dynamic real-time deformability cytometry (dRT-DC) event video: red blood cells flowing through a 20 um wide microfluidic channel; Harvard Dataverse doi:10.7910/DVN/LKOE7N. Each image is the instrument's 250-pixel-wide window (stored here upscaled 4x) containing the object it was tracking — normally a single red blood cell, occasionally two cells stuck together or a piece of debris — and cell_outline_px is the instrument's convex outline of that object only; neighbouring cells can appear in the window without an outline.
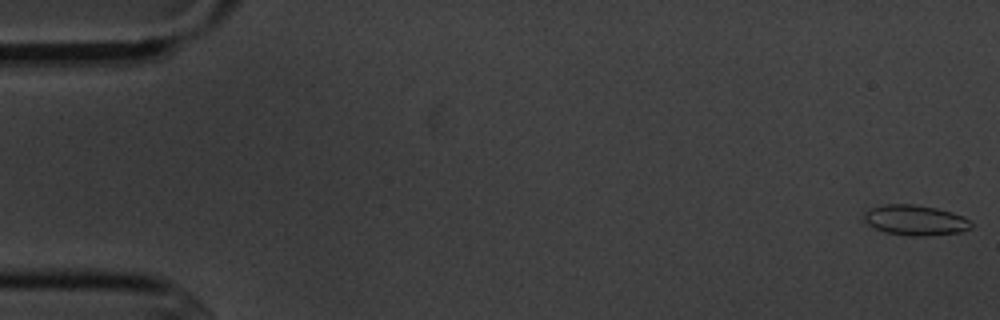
{"species": "common noctule bat (a hibernating species)", "species_latin": "Nyctalus noctula", "temperature_condition": "cold", "stored_images_in_passage": 6, "camera_frame_rate_fps": 3000, "um_per_image_px": 0.085, "animal": {"sex": "male", "body_mass_g": 20.1, "forearm_length_mm": 53.5}, "frame": {"image": 1, "passage_image": 1, "time_ms": 0.0, "image_size_px": [1000, 320], "cell_outline_px": [[972, 228], [964, 232], [924, 236], [912, 236], [884, 232], [868, 224], [864, 220], [864, 212], [872, 208], [888, 204], [912, 204], [936, 208], [952, 212], [964, 216], [972, 224]], "centroid_in_image_um": [77.84, 18.72], "position_along_channel_um": 7.2, "area_um2": 18.9}}
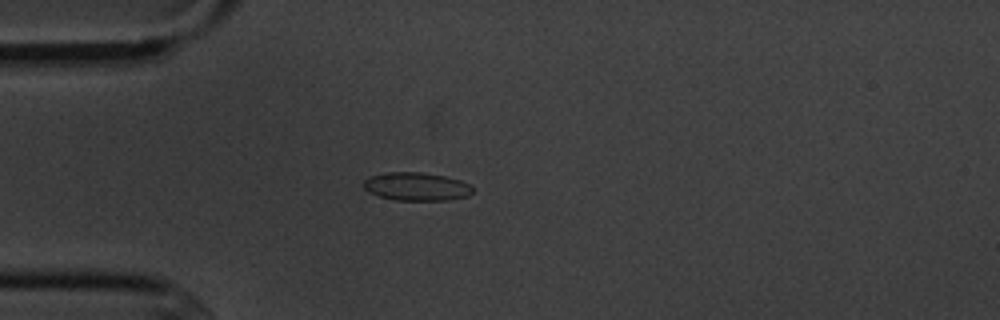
{"frame": {"image": 2, "passage_image": 5, "time_ms": 4.667, "image_size_px": [1000, 320], "cell_outline_px": [[472, 192], [468, 196], [448, 200], [396, 200], [380, 196], [364, 188], [364, 180], [368, 176], [388, 172], [420, 172], [444, 176], [460, 180], [468, 184], [472, 188]], "centroid_in_image_um": [35.4, 15.85], "position_along_channel_um": 49.6, "area_um2": 17.74}}